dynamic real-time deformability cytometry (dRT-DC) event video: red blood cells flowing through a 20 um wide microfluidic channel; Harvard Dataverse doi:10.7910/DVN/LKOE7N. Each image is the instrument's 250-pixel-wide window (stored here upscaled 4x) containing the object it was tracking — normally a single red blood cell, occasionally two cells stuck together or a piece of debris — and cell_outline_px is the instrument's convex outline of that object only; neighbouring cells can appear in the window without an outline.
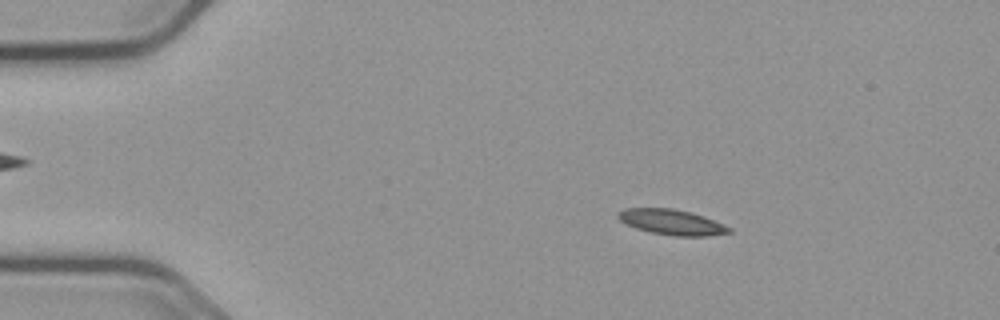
{"species": "common noctule bat (a hibernating species)", "species_latin": "Nyctalus noctula", "temperature_condition": "cold", "stored_images_in_passage": 56, "camera_frame_rate_fps": 3000, "um_per_image_px": 0.085, "animal": {"sex": "male", "body_mass_g": 23.1, "forearm_length_mm": 52.7}, "frame": {"image": 1, "passage_image": 9, "time_ms": 2.667, "image_size_px": [1000, 320], "cell_outline_px": [[732, 232], [704, 236], [676, 236], [652, 232], [636, 228], [620, 220], [616, 216], [624, 208], [672, 208], [704, 216], [732, 228]], "centroid_in_image_um": [57.11, 18.88], "position_along_channel_um": 27.9, "area_um2": 16.13}}
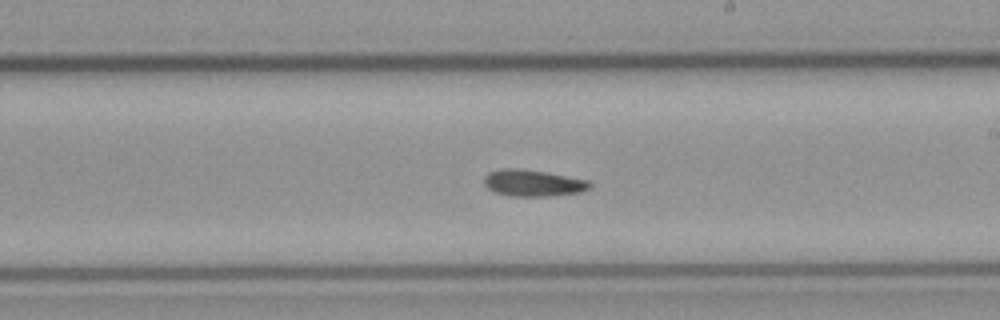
{"frame": {"image": 2, "passage_image": 32, "time_ms": 10.333, "image_size_px": [1000, 320], "cell_outline_px": [[592, 188], [580, 192], [552, 196], [508, 196], [496, 192], [488, 188], [484, 184], [484, 176], [488, 172], [504, 168], [516, 168], [548, 172], [588, 180], [592, 184]], "centroid_in_image_um": [45.32, 15.55], "position_along_channel_um": 243.7, "area_um2": 16.53}}
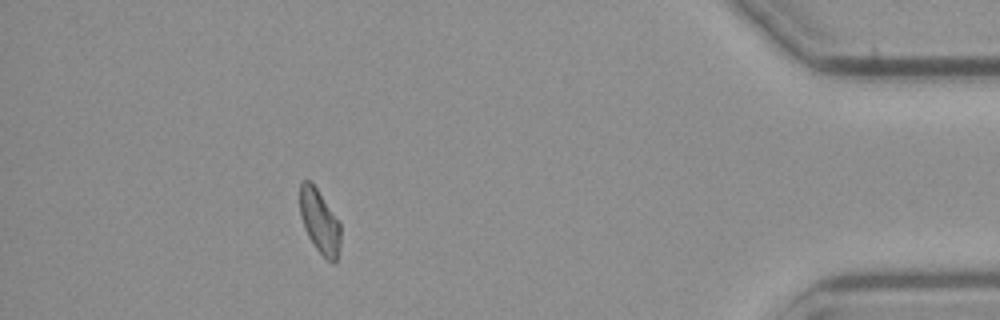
{"frame": {"image": 3, "passage_image": 50, "time_ms": 16.333, "image_size_px": [1000, 320], "cell_outline_px": [[340, 244], [336, 260], [332, 264], [316, 248], [308, 236], [304, 228], [300, 216], [300, 184], [304, 180], [308, 180], [316, 188], [340, 224]], "centroid_in_image_um": [27.15, 18.85], "position_along_channel_um": 408.1, "area_um2": 14.74}, "authors_computed_cell_mechanics": {"area_um2": 15.895, "velocity_mm_per_s": 3.6479, "shape_relaxation_time_tau1_ms": 7.2844, "shape_relaxation_time_tau2_ms": null, "deformation_change_tau1": 0.1782, "deformation_change_tau2": null}}